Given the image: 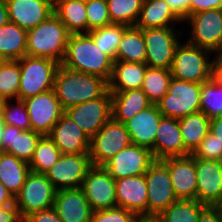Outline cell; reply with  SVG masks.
<instances>
[{
	"label": "cell",
	"instance_id": "cell-1",
	"mask_svg": "<svg viewBox=\"0 0 222 222\" xmlns=\"http://www.w3.org/2000/svg\"><path fill=\"white\" fill-rule=\"evenodd\" d=\"M53 90L65 111L69 107L102 97L108 91V82L101 77L59 65Z\"/></svg>",
	"mask_w": 222,
	"mask_h": 222
},
{
	"label": "cell",
	"instance_id": "cell-2",
	"mask_svg": "<svg viewBox=\"0 0 222 222\" xmlns=\"http://www.w3.org/2000/svg\"><path fill=\"white\" fill-rule=\"evenodd\" d=\"M114 60L98 49L92 36L89 33L70 34L64 58L60 65L110 79Z\"/></svg>",
	"mask_w": 222,
	"mask_h": 222
},
{
	"label": "cell",
	"instance_id": "cell-3",
	"mask_svg": "<svg viewBox=\"0 0 222 222\" xmlns=\"http://www.w3.org/2000/svg\"><path fill=\"white\" fill-rule=\"evenodd\" d=\"M70 33L53 13L35 28L27 30L26 55L62 62Z\"/></svg>",
	"mask_w": 222,
	"mask_h": 222
},
{
	"label": "cell",
	"instance_id": "cell-4",
	"mask_svg": "<svg viewBox=\"0 0 222 222\" xmlns=\"http://www.w3.org/2000/svg\"><path fill=\"white\" fill-rule=\"evenodd\" d=\"M211 51L185 42H180L174 52L171 75L174 79L196 82H208L216 73L215 56Z\"/></svg>",
	"mask_w": 222,
	"mask_h": 222
},
{
	"label": "cell",
	"instance_id": "cell-5",
	"mask_svg": "<svg viewBox=\"0 0 222 222\" xmlns=\"http://www.w3.org/2000/svg\"><path fill=\"white\" fill-rule=\"evenodd\" d=\"M19 65L21 70L19 100L53 90L55 74L60 65L58 62L25 55L19 59Z\"/></svg>",
	"mask_w": 222,
	"mask_h": 222
},
{
	"label": "cell",
	"instance_id": "cell-6",
	"mask_svg": "<svg viewBox=\"0 0 222 222\" xmlns=\"http://www.w3.org/2000/svg\"><path fill=\"white\" fill-rule=\"evenodd\" d=\"M201 84L174 79L168 92L156 103L164 117L182 118L201 111Z\"/></svg>",
	"mask_w": 222,
	"mask_h": 222
},
{
	"label": "cell",
	"instance_id": "cell-7",
	"mask_svg": "<svg viewBox=\"0 0 222 222\" xmlns=\"http://www.w3.org/2000/svg\"><path fill=\"white\" fill-rule=\"evenodd\" d=\"M187 22V23H186ZM183 23L188 24L190 36L187 42L207 49L217 55L222 49V10H205L189 15Z\"/></svg>",
	"mask_w": 222,
	"mask_h": 222
},
{
	"label": "cell",
	"instance_id": "cell-8",
	"mask_svg": "<svg viewBox=\"0 0 222 222\" xmlns=\"http://www.w3.org/2000/svg\"><path fill=\"white\" fill-rule=\"evenodd\" d=\"M176 27H156L143 29L146 45V61L150 68L170 70L174 52L184 35Z\"/></svg>",
	"mask_w": 222,
	"mask_h": 222
},
{
	"label": "cell",
	"instance_id": "cell-9",
	"mask_svg": "<svg viewBox=\"0 0 222 222\" xmlns=\"http://www.w3.org/2000/svg\"><path fill=\"white\" fill-rule=\"evenodd\" d=\"M56 191L45 174L30 172L20 192L14 198L21 218L53 207Z\"/></svg>",
	"mask_w": 222,
	"mask_h": 222
},
{
	"label": "cell",
	"instance_id": "cell-10",
	"mask_svg": "<svg viewBox=\"0 0 222 222\" xmlns=\"http://www.w3.org/2000/svg\"><path fill=\"white\" fill-rule=\"evenodd\" d=\"M124 123L111 118L91 139L89 156L92 166H103L120 150L131 144Z\"/></svg>",
	"mask_w": 222,
	"mask_h": 222
},
{
	"label": "cell",
	"instance_id": "cell-11",
	"mask_svg": "<svg viewBox=\"0 0 222 222\" xmlns=\"http://www.w3.org/2000/svg\"><path fill=\"white\" fill-rule=\"evenodd\" d=\"M91 139L112 118V95L108 90L102 97L69 107L64 111Z\"/></svg>",
	"mask_w": 222,
	"mask_h": 222
},
{
	"label": "cell",
	"instance_id": "cell-12",
	"mask_svg": "<svg viewBox=\"0 0 222 222\" xmlns=\"http://www.w3.org/2000/svg\"><path fill=\"white\" fill-rule=\"evenodd\" d=\"M144 175L148 192L147 215H160L177 200L168 167L161 160H155Z\"/></svg>",
	"mask_w": 222,
	"mask_h": 222
},
{
	"label": "cell",
	"instance_id": "cell-13",
	"mask_svg": "<svg viewBox=\"0 0 222 222\" xmlns=\"http://www.w3.org/2000/svg\"><path fill=\"white\" fill-rule=\"evenodd\" d=\"M91 167L89 153L62 154L45 176L56 190L79 188Z\"/></svg>",
	"mask_w": 222,
	"mask_h": 222
},
{
	"label": "cell",
	"instance_id": "cell-14",
	"mask_svg": "<svg viewBox=\"0 0 222 222\" xmlns=\"http://www.w3.org/2000/svg\"><path fill=\"white\" fill-rule=\"evenodd\" d=\"M81 188L92 211L117 207L115 179L103 166H92Z\"/></svg>",
	"mask_w": 222,
	"mask_h": 222
},
{
	"label": "cell",
	"instance_id": "cell-15",
	"mask_svg": "<svg viewBox=\"0 0 222 222\" xmlns=\"http://www.w3.org/2000/svg\"><path fill=\"white\" fill-rule=\"evenodd\" d=\"M154 161L150 149L131 143L109 159L103 167L116 180L145 174Z\"/></svg>",
	"mask_w": 222,
	"mask_h": 222
},
{
	"label": "cell",
	"instance_id": "cell-16",
	"mask_svg": "<svg viewBox=\"0 0 222 222\" xmlns=\"http://www.w3.org/2000/svg\"><path fill=\"white\" fill-rule=\"evenodd\" d=\"M33 131L47 136L58 122L64 110L54 90L23 100Z\"/></svg>",
	"mask_w": 222,
	"mask_h": 222
},
{
	"label": "cell",
	"instance_id": "cell-17",
	"mask_svg": "<svg viewBox=\"0 0 222 222\" xmlns=\"http://www.w3.org/2000/svg\"><path fill=\"white\" fill-rule=\"evenodd\" d=\"M197 201L206 206L222 205V161L195 158Z\"/></svg>",
	"mask_w": 222,
	"mask_h": 222
},
{
	"label": "cell",
	"instance_id": "cell-18",
	"mask_svg": "<svg viewBox=\"0 0 222 222\" xmlns=\"http://www.w3.org/2000/svg\"><path fill=\"white\" fill-rule=\"evenodd\" d=\"M161 161L168 167L175 197L180 200H197L195 158L190 154Z\"/></svg>",
	"mask_w": 222,
	"mask_h": 222
},
{
	"label": "cell",
	"instance_id": "cell-19",
	"mask_svg": "<svg viewBox=\"0 0 222 222\" xmlns=\"http://www.w3.org/2000/svg\"><path fill=\"white\" fill-rule=\"evenodd\" d=\"M9 20L30 30L53 14L54 0H5Z\"/></svg>",
	"mask_w": 222,
	"mask_h": 222
},
{
	"label": "cell",
	"instance_id": "cell-20",
	"mask_svg": "<svg viewBox=\"0 0 222 222\" xmlns=\"http://www.w3.org/2000/svg\"><path fill=\"white\" fill-rule=\"evenodd\" d=\"M62 154H84L90 151V139L65 113L47 135Z\"/></svg>",
	"mask_w": 222,
	"mask_h": 222
},
{
	"label": "cell",
	"instance_id": "cell-21",
	"mask_svg": "<svg viewBox=\"0 0 222 222\" xmlns=\"http://www.w3.org/2000/svg\"><path fill=\"white\" fill-rule=\"evenodd\" d=\"M115 190L117 207L135 215L147 214L148 192L144 174L116 179Z\"/></svg>",
	"mask_w": 222,
	"mask_h": 222
},
{
	"label": "cell",
	"instance_id": "cell-22",
	"mask_svg": "<svg viewBox=\"0 0 222 222\" xmlns=\"http://www.w3.org/2000/svg\"><path fill=\"white\" fill-rule=\"evenodd\" d=\"M190 154L184 147L179 120L177 118L162 116L154 142V159L163 160Z\"/></svg>",
	"mask_w": 222,
	"mask_h": 222
},
{
	"label": "cell",
	"instance_id": "cell-23",
	"mask_svg": "<svg viewBox=\"0 0 222 222\" xmlns=\"http://www.w3.org/2000/svg\"><path fill=\"white\" fill-rule=\"evenodd\" d=\"M53 208L63 222H90L93 212L81 187L57 190Z\"/></svg>",
	"mask_w": 222,
	"mask_h": 222
},
{
	"label": "cell",
	"instance_id": "cell-24",
	"mask_svg": "<svg viewBox=\"0 0 222 222\" xmlns=\"http://www.w3.org/2000/svg\"><path fill=\"white\" fill-rule=\"evenodd\" d=\"M162 116L157 105L152 104L124 123L130 134L131 142L150 149L153 157L156 132Z\"/></svg>",
	"mask_w": 222,
	"mask_h": 222
},
{
	"label": "cell",
	"instance_id": "cell-25",
	"mask_svg": "<svg viewBox=\"0 0 222 222\" xmlns=\"http://www.w3.org/2000/svg\"><path fill=\"white\" fill-rule=\"evenodd\" d=\"M41 137L40 133L33 130L22 131L17 127L5 125L1 133L2 152L12 154L29 163Z\"/></svg>",
	"mask_w": 222,
	"mask_h": 222
},
{
	"label": "cell",
	"instance_id": "cell-26",
	"mask_svg": "<svg viewBox=\"0 0 222 222\" xmlns=\"http://www.w3.org/2000/svg\"><path fill=\"white\" fill-rule=\"evenodd\" d=\"M112 118L125 123L140 111L152 105L146 93L141 89H131L121 92H111Z\"/></svg>",
	"mask_w": 222,
	"mask_h": 222
},
{
	"label": "cell",
	"instance_id": "cell-27",
	"mask_svg": "<svg viewBox=\"0 0 222 222\" xmlns=\"http://www.w3.org/2000/svg\"><path fill=\"white\" fill-rule=\"evenodd\" d=\"M147 67L146 63L114 61L108 90L121 92L141 88Z\"/></svg>",
	"mask_w": 222,
	"mask_h": 222
},
{
	"label": "cell",
	"instance_id": "cell-28",
	"mask_svg": "<svg viewBox=\"0 0 222 222\" xmlns=\"http://www.w3.org/2000/svg\"><path fill=\"white\" fill-rule=\"evenodd\" d=\"M176 24H182L183 26V21L171 10L165 0H144L135 26L148 29L176 27Z\"/></svg>",
	"mask_w": 222,
	"mask_h": 222
},
{
	"label": "cell",
	"instance_id": "cell-29",
	"mask_svg": "<svg viewBox=\"0 0 222 222\" xmlns=\"http://www.w3.org/2000/svg\"><path fill=\"white\" fill-rule=\"evenodd\" d=\"M30 172V166L26 161L7 152H0V182L14 198Z\"/></svg>",
	"mask_w": 222,
	"mask_h": 222
},
{
	"label": "cell",
	"instance_id": "cell-30",
	"mask_svg": "<svg viewBox=\"0 0 222 222\" xmlns=\"http://www.w3.org/2000/svg\"><path fill=\"white\" fill-rule=\"evenodd\" d=\"M53 13L65 25L70 34L87 33L86 2L54 0Z\"/></svg>",
	"mask_w": 222,
	"mask_h": 222
},
{
	"label": "cell",
	"instance_id": "cell-31",
	"mask_svg": "<svg viewBox=\"0 0 222 222\" xmlns=\"http://www.w3.org/2000/svg\"><path fill=\"white\" fill-rule=\"evenodd\" d=\"M27 30L9 21L0 27V61L19 60L26 55Z\"/></svg>",
	"mask_w": 222,
	"mask_h": 222
},
{
	"label": "cell",
	"instance_id": "cell-32",
	"mask_svg": "<svg viewBox=\"0 0 222 222\" xmlns=\"http://www.w3.org/2000/svg\"><path fill=\"white\" fill-rule=\"evenodd\" d=\"M114 61L145 63L146 45L143 29L136 26H127L124 29Z\"/></svg>",
	"mask_w": 222,
	"mask_h": 222
},
{
	"label": "cell",
	"instance_id": "cell-33",
	"mask_svg": "<svg viewBox=\"0 0 222 222\" xmlns=\"http://www.w3.org/2000/svg\"><path fill=\"white\" fill-rule=\"evenodd\" d=\"M178 120L184 147L192 154L210 132V118L199 111Z\"/></svg>",
	"mask_w": 222,
	"mask_h": 222
},
{
	"label": "cell",
	"instance_id": "cell-34",
	"mask_svg": "<svg viewBox=\"0 0 222 222\" xmlns=\"http://www.w3.org/2000/svg\"><path fill=\"white\" fill-rule=\"evenodd\" d=\"M61 155L57 145L48 136H42L37 142L31 161L28 163L31 172L46 174Z\"/></svg>",
	"mask_w": 222,
	"mask_h": 222
},
{
	"label": "cell",
	"instance_id": "cell-35",
	"mask_svg": "<svg viewBox=\"0 0 222 222\" xmlns=\"http://www.w3.org/2000/svg\"><path fill=\"white\" fill-rule=\"evenodd\" d=\"M206 207L195 199H177L159 216L162 222H198L201 212Z\"/></svg>",
	"mask_w": 222,
	"mask_h": 222
},
{
	"label": "cell",
	"instance_id": "cell-36",
	"mask_svg": "<svg viewBox=\"0 0 222 222\" xmlns=\"http://www.w3.org/2000/svg\"><path fill=\"white\" fill-rule=\"evenodd\" d=\"M200 108L210 119L222 116V78L216 73L201 84Z\"/></svg>",
	"mask_w": 222,
	"mask_h": 222
},
{
	"label": "cell",
	"instance_id": "cell-37",
	"mask_svg": "<svg viewBox=\"0 0 222 222\" xmlns=\"http://www.w3.org/2000/svg\"><path fill=\"white\" fill-rule=\"evenodd\" d=\"M172 79L168 69L147 67L141 89L152 104H156L167 92Z\"/></svg>",
	"mask_w": 222,
	"mask_h": 222
},
{
	"label": "cell",
	"instance_id": "cell-38",
	"mask_svg": "<svg viewBox=\"0 0 222 222\" xmlns=\"http://www.w3.org/2000/svg\"><path fill=\"white\" fill-rule=\"evenodd\" d=\"M111 24L135 26L144 0H106Z\"/></svg>",
	"mask_w": 222,
	"mask_h": 222
},
{
	"label": "cell",
	"instance_id": "cell-39",
	"mask_svg": "<svg viewBox=\"0 0 222 222\" xmlns=\"http://www.w3.org/2000/svg\"><path fill=\"white\" fill-rule=\"evenodd\" d=\"M20 78L19 60L0 61V99H18Z\"/></svg>",
	"mask_w": 222,
	"mask_h": 222
},
{
	"label": "cell",
	"instance_id": "cell-40",
	"mask_svg": "<svg viewBox=\"0 0 222 222\" xmlns=\"http://www.w3.org/2000/svg\"><path fill=\"white\" fill-rule=\"evenodd\" d=\"M126 27L127 26L120 24H110L89 31L88 33L92 36L98 49L115 60L117 48Z\"/></svg>",
	"mask_w": 222,
	"mask_h": 222
},
{
	"label": "cell",
	"instance_id": "cell-41",
	"mask_svg": "<svg viewBox=\"0 0 222 222\" xmlns=\"http://www.w3.org/2000/svg\"><path fill=\"white\" fill-rule=\"evenodd\" d=\"M1 116L6 125L17 127L22 131L32 130L27 108L23 100H4Z\"/></svg>",
	"mask_w": 222,
	"mask_h": 222
},
{
	"label": "cell",
	"instance_id": "cell-42",
	"mask_svg": "<svg viewBox=\"0 0 222 222\" xmlns=\"http://www.w3.org/2000/svg\"><path fill=\"white\" fill-rule=\"evenodd\" d=\"M86 12L87 33L111 24L106 0H91L86 2Z\"/></svg>",
	"mask_w": 222,
	"mask_h": 222
},
{
	"label": "cell",
	"instance_id": "cell-43",
	"mask_svg": "<svg viewBox=\"0 0 222 222\" xmlns=\"http://www.w3.org/2000/svg\"><path fill=\"white\" fill-rule=\"evenodd\" d=\"M194 158L222 161V145L211 132L191 154Z\"/></svg>",
	"mask_w": 222,
	"mask_h": 222
},
{
	"label": "cell",
	"instance_id": "cell-44",
	"mask_svg": "<svg viewBox=\"0 0 222 222\" xmlns=\"http://www.w3.org/2000/svg\"><path fill=\"white\" fill-rule=\"evenodd\" d=\"M136 215L122 207L93 211L90 222H132Z\"/></svg>",
	"mask_w": 222,
	"mask_h": 222
},
{
	"label": "cell",
	"instance_id": "cell-45",
	"mask_svg": "<svg viewBox=\"0 0 222 222\" xmlns=\"http://www.w3.org/2000/svg\"><path fill=\"white\" fill-rule=\"evenodd\" d=\"M24 222H63L53 207L29 214Z\"/></svg>",
	"mask_w": 222,
	"mask_h": 222
},
{
	"label": "cell",
	"instance_id": "cell-46",
	"mask_svg": "<svg viewBox=\"0 0 222 222\" xmlns=\"http://www.w3.org/2000/svg\"><path fill=\"white\" fill-rule=\"evenodd\" d=\"M212 9H222V0H190V15Z\"/></svg>",
	"mask_w": 222,
	"mask_h": 222
},
{
	"label": "cell",
	"instance_id": "cell-47",
	"mask_svg": "<svg viewBox=\"0 0 222 222\" xmlns=\"http://www.w3.org/2000/svg\"><path fill=\"white\" fill-rule=\"evenodd\" d=\"M171 10L184 21L190 15V0H165Z\"/></svg>",
	"mask_w": 222,
	"mask_h": 222
},
{
	"label": "cell",
	"instance_id": "cell-48",
	"mask_svg": "<svg viewBox=\"0 0 222 222\" xmlns=\"http://www.w3.org/2000/svg\"><path fill=\"white\" fill-rule=\"evenodd\" d=\"M198 222H222V207L207 206L201 212Z\"/></svg>",
	"mask_w": 222,
	"mask_h": 222
},
{
	"label": "cell",
	"instance_id": "cell-49",
	"mask_svg": "<svg viewBox=\"0 0 222 222\" xmlns=\"http://www.w3.org/2000/svg\"><path fill=\"white\" fill-rule=\"evenodd\" d=\"M18 208L15 203L0 207V222H22Z\"/></svg>",
	"mask_w": 222,
	"mask_h": 222
},
{
	"label": "cell",
	"instance_id": "cell-50",
	"mask_svg": "<svg viewBox=\"0 0 222 222\" xmlns=\"http://www.w3.org/2000/svg\"><path fill=\"white\" fill-rule=\"evenodd\" d=\"M210 132L215 135L217 140L222 145V116H217L210 119Z\"/></svg>",
	"mask_w": 222,
	"mask_h": 222
},
{
	"label": "cell",
	"instance_id": "cell-51",
	"mask_svg": "<svg viewBox=\"0 0 222 222\" xmlns=\"http://www.w3.org/2000/svg\"><path fill=\"white\" fill-rule=\"evenodd\" d=\"M14 204V197L7 188L0 182V207Z\"/></svg>",
	"mask_w": 222,
	"mask_h": 222
},
{
	"label": "cell",
	"instance_id": "cell-52",
	"mask_svg": "<svg viewBox=\"0 0 222 222\" xmlns=\"http://www.w3.org/2000/svg\"><path fill=\"white\" fill-rule=\"evenodd\" d=\"M8 8L5 0H0V27L9 22Z\"/></svg>",
	"mask_w": 222,
	"mask_h": 222
},
{
	"label": "cell",
	"instance_id": "cell-53",
	"mask_svg": "<svg viewBox=\"0 0 222 222\" xmlns=\"http://www.w3.org/2000/svg\"><path fill=\"white\" fill-rule=\"evenodd\" d=\"M132 222H162L159 215H136Z\"/></svg>",
	"mask_w": 222,
	"mask_h": 222
},
{
	"label": "cell",
	"instance_id": "cell-54",
	"mask_svg": "<svg viewBox=\"0 0 222 222\" xmlns=\"http://www.w3.org/2000/svg\"><path fill=\"white\" fill-rule=\"evenodd\" d=\"M216 62V74L222 78V49L221 51L215 56Z\"/></svg>",
	"mask_w": 222,
	"mask_h": 222
},
{
	"label": "cell",
	"instance_id": "cell-55",
	"mask_svg": "<svg viewBox=\"0 0 222 222\" xmlns=\"http://www.w3.org/2000/svg\"><path fill=\"white\" fill-rule=\"evenodd\" d=\"M5 122L3 121V118L1 117L0 118V152H2V139H1V133L3 132L4 130V127H5Z\"/></svg>",
	"mask_w": 222,
	"mask_h": 222
},
{
	"label": "cell",
	"instance_id": "cell-56",
	"mask_svg": "<svg viewBox=\"0 0 222 222\" xmlns=\"http://www.w3.org/2000/svg\"><path fill=\"white\" fill-rule=\"evenodd\" d=\"M4 103V100L0 99V118L2 117L1 114H2V105Z\"/></svg>",
	"mask_w": 222,
	"mask_h": 222
},
{
	"label": "cell",
	"instance_id": "cell-57",
	"mask_svg": "<svg viewBox=\"0 0 222 222\" xmlns=\"http://www.w3.org/2000/svg\"><path fill=\"white\" fill-rule=\"evenodd\" d=\"M78 1L88 2V1H91V0H78Z\"/></svg>",
	"mask_w": 222,
	"mask_h": 222
}]
</instances>
